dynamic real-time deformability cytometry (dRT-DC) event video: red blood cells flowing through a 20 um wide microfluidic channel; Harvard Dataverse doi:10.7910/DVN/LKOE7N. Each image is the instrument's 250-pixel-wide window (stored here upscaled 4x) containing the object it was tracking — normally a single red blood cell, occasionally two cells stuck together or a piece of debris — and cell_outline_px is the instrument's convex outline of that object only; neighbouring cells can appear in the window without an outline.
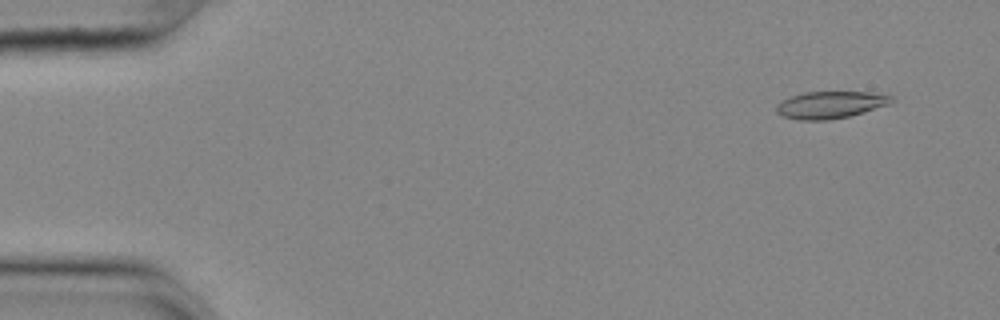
{"species": "common noctule bat (a hibernating species)", "species_latin": "Nyctalus noctula", "temperature_condition": "cold", "stored_images_in_passage": 55, "camera_frame_rate_fps": 3000, "um_per_image_px": 0.085, "animal": {"sex": "female", "body_mass_g": 25.1}, "frame": {"image": 1, "passage_image": 4, "time_ms": 1.0, "image_size_px": [1000, 320], "cell_outline_px": [[896, 100], [888, 104], [864, 112], [848, 116], [828, 120], [800, 120], [784, 116], [776, 112], [776, 104], [792, 96], [804, 92], [868, 92], [892, 96]], "centroid_in_image_um": [70.58, 8.91], "position_along_channel_um": 14.4, "area_um2": 17.98}}
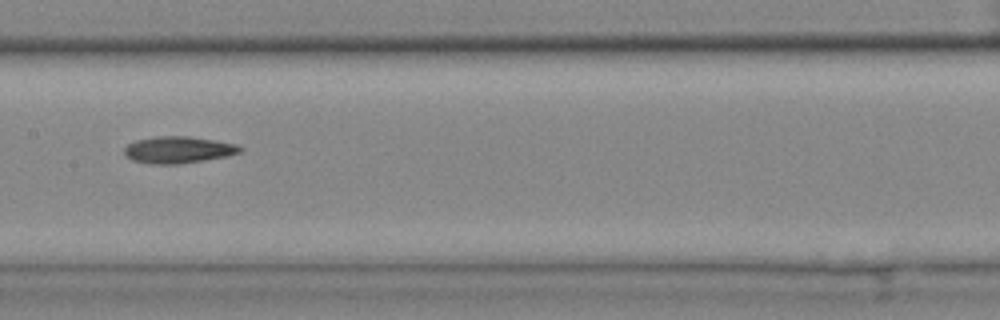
{"frame": {"image": 2, "passage_image": 28, "time_ms": 9.0, "image_size_px": [1000, 320], "cell_outline_px": [[244, 148], [240, 152], [228, 156], [204, 160], [176, 164], [148, 164], [132, 160], [124, 156], [124, 148], [128, 144], [136, 140], [156, 136], [188, 136], [236, 144]], "centroid_in_image_um": [15.12, 12.74], "position_along_channel_um": 192.3, "area_um2": 18.09}}
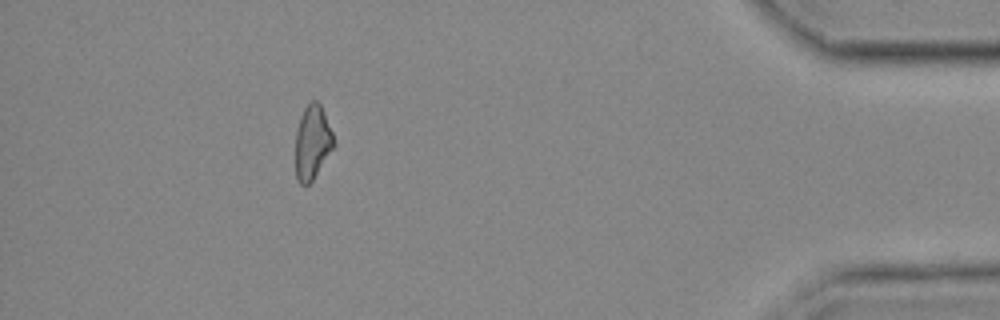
{"frame": {"image": 3, "passage_image": 50, "time_ms": 16.333, "image_size_px": [1000, 320], "cell_outline_px": [[336, 144], [312, 180], [308, 184], [300, 184], [296, 180], [296, 132], [300, 116], [304, 108], [312, 100], [316, 100], [320, 104], [332, 132]], "centroid_in_image_um": [26.55, 12.09], "position_along_channel_um": 408.7, "area_um2": 16.36}}